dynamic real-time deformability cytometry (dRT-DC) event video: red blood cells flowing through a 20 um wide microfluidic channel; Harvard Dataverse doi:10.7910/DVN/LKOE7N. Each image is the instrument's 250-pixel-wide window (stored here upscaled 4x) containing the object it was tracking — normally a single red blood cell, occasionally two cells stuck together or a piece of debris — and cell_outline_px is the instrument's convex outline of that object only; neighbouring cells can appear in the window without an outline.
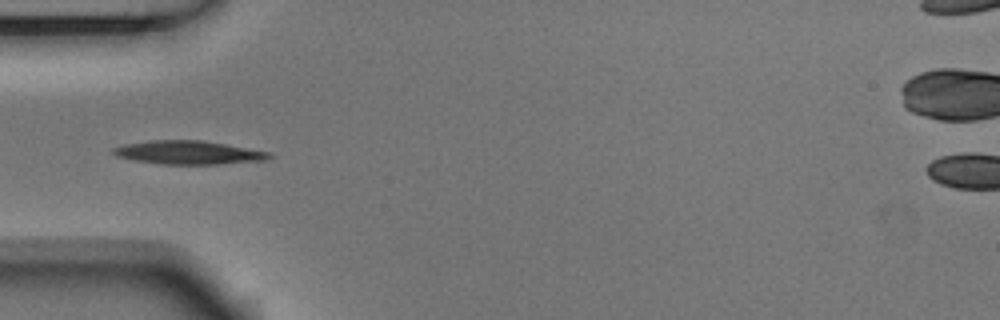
{"species": "Egyptian fruit bat (a non-hibernating species)", "species_latin": "Rousettus aegyptiacus", "temperature_condition": "room temperature", "stored_images_in_passage": 5, "camera_frame_rate_fps": 3000, "um_per_image_px": 0.085, "animal": {"sex": "male"}, "frame": {"image": 1, "passage_image": 3, "time_ms": 0.667, "image_size_px": [1000, 320], "cell_outline_px": [[272, 156], [268, 160], [220, 164], [164, 164], [136, 160], [116, 156], [112, 152], [112, 148], [124, 144], [148, 140], [200, 140], [272, 152]], "centroid_in_image_um": [16.04, 12.96], "position_along_channel_um": 69.0, "area_um2": 21.33}}
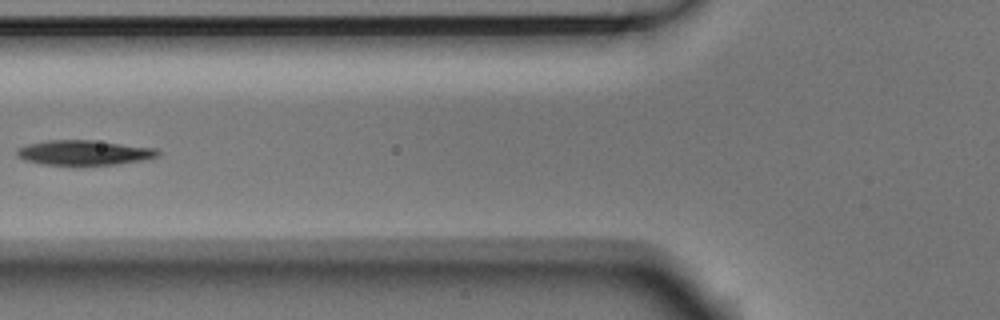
{"frame": {"image": 2, "passage_image": 4, "time_ms": 1.0, "image_size_px": [1000, 320], "cell_outline_px": [[160, 156], [144, 160], [116, 164], [76, 168], [40, 164], [24, 160], [16, 156], [16, 148], [28, 144], [48, 140], [92, 140], [156, 148], [160, 152]], "centroid_in_image_um": [7.1, 13.02], "position_along_channel_um": 118.7, "area_um2": 21.44}}
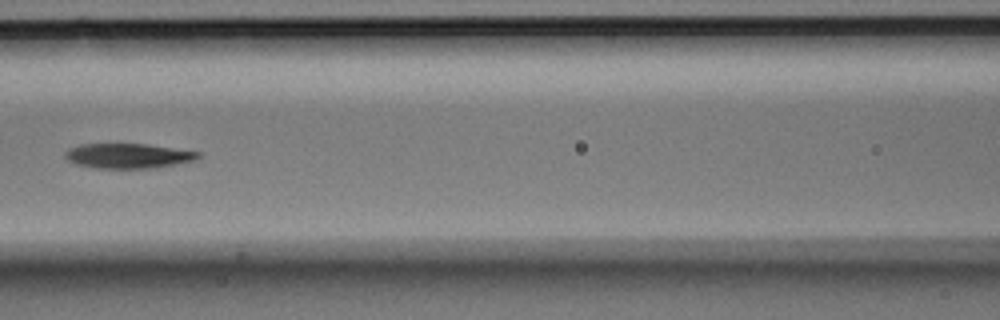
{"frame": {"image": 3, "passage_image": 5, "time_ms": 1.333, "image_size_px": [1000, 320], "cell_outline_px": [[200, 156], [192, 160], [152, 168], [96, 168], [76, 164], [68, 160], [64, 156], [64, 152], [68, 148], [80, 144], [148, 144], [200, 152]], "centroid_in_image_um": [10.81, 13.24], "position_along_channel_um": 155.8, "area_um2": 19.07}}